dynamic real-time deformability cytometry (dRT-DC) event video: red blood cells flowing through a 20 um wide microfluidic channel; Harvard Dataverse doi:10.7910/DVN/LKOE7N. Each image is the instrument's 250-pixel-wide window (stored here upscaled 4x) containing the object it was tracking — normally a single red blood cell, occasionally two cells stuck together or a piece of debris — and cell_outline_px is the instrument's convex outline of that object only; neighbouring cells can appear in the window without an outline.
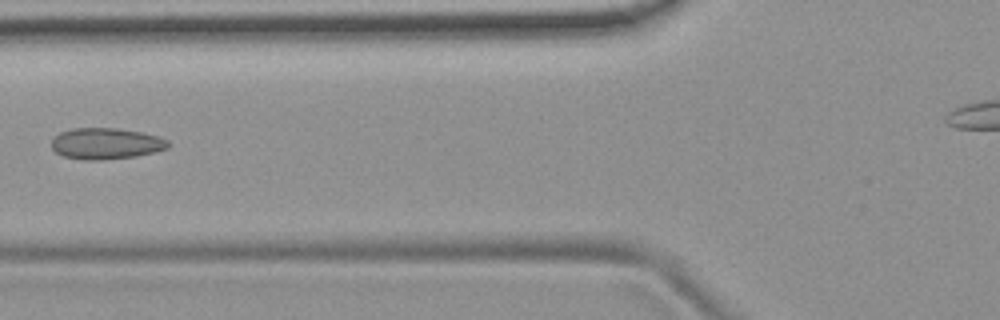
{"species": "common noctule bat (a hibernating species)", "species_latin": "Nyctalus noctula", "temperature_condition": "room temperature", "stored_images_in_passage": 2, "camera_frame_rate_fps": 3000, "um_per_image_px": 0.085, "animal": {"sex": "female", "body_mass_g": 19.9}, "frame": {"image": 1, "passage_image": 2, "time_ms": 1.0, "image_size_px": [1000, 320], "cell_outline_px": [[168, 148], [136, 156], [100, 160], [84, 160], [64, 156], [56, 152], [52, 148], [52, 140], [60, 132], [72, 128], [116, 128], [140, 132], [156, 136], [168, 140]], "centroid_in_image_um": [8.98, 12.2], "position_along_channel_um": 116.8, "area_um2": 20.98}}